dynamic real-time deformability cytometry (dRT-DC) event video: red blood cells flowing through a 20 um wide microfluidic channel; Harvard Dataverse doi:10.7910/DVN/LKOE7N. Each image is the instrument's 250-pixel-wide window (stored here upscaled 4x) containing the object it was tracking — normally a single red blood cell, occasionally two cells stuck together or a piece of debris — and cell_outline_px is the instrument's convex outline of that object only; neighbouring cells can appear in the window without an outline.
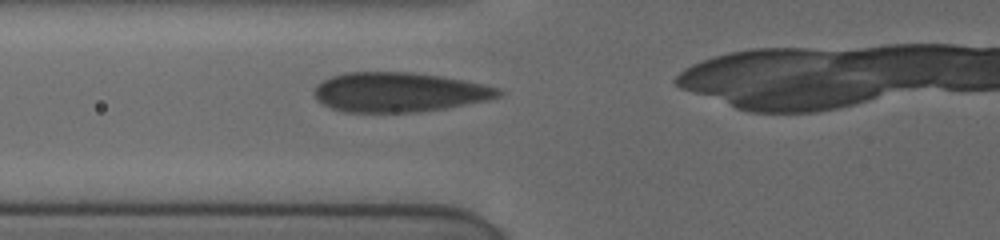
{"species": "human", "species_latin": "Homo sapiens", "temperature_condition": "cold", "stored_images_in_passage": 7, "camera_frame_rate_fps": 3000, "um_per_image_px": 0.085, "donor": {"sex": "female"}, "frame": {"image": 1, "passage_image": 6, "time_ms": 4.0, "image_size_px": [1000, 240], "cell_outline_px": [[504, 92], [500, 96], [488, 100], [444, 108], [416, 112], [348, 112], [332, 108], [324, 104], [316, 96], [316, 84], [332, 76], [348, 72], [412, 72], [444, 76], [484, 84], [500, 88]], "centroid_in_image_um": [33.98, 7.82], "position_along_channel_um": 91.8, "area_um2": 42.31}}